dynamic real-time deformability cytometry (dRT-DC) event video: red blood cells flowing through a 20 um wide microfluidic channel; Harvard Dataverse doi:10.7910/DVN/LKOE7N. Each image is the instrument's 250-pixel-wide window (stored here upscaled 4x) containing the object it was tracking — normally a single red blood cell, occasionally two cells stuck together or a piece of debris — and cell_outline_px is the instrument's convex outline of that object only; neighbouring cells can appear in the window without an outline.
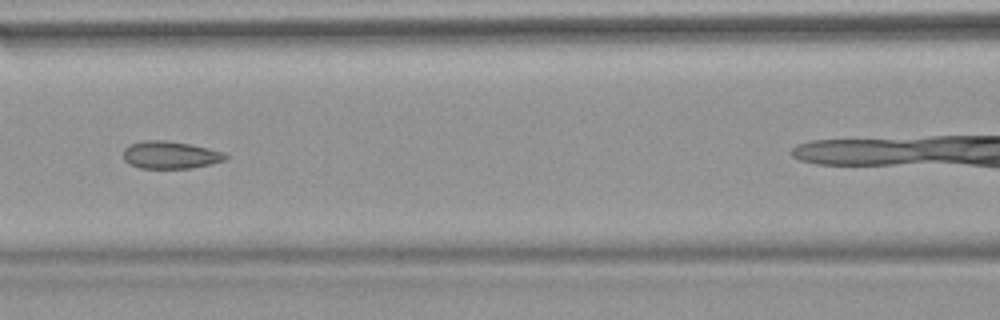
{"species": "common noctule bat (a hibernating species)", "species_latin": "Nyctalus noctula", "temperature_condition": "warm", "stored_images_in_passage": 43, "camera_frame_rate_fps": 3000, "um_per_image_px": 0.085, "animal": {"sex": "female", "body_mass_g": 18.4}, "frame": {"image": 1, "passage_image": 13, "time_ms": 4.0, "image_size_px": [1000, 320], "cell_outline_px": [[228, 156], [224, 160], [212, 164], [192, 168], [140, 168], [128, 164], [124, 160], [124, 148], [128, 144], [144, 140], [164, 140], [188, 144], [208, 148], [224, 152]], "centroid_in_image_um": [14.45, 13.17], "position_along_channel_um": 152.2, "area_um2": 16.42}, "authors_computed_cell_mechanics": {"area_um2": 16.7042, "velocity_mm_per_s": 3.8384, "shape_relaxation_time_tau1_ms": null, "shape_relaxation_time_tau2_ms": 1.4175, "deformation_change_tau1": null, "deformation_change_tau2": 0.0709}}